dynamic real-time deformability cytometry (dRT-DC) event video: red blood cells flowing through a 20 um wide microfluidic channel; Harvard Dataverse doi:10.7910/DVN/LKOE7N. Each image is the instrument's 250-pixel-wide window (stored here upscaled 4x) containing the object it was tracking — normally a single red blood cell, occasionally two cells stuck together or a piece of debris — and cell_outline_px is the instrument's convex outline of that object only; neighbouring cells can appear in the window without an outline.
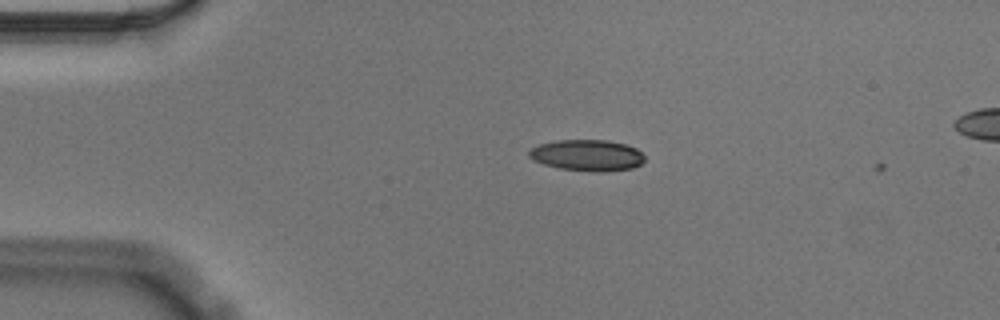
{"species": "Egyptian fruit bat (a non-hibernating species)", "species_latin": "Rousettus aegyptiacus", "temperature_condition": "cold", "stored_images_in_passage": 5, "camera_frame_rate_fps": 3000, "um_per_image_px": 0.085, "animal": {"sex": "male"}, "frame": {"image": 1, "passage_image": 4, "time_ms": 1.0, "image_size_px": [1000, 320], "cell_outline_px": [[644, 160], [640, 164], [632, 168], [604, 172], [596, 172], [560, 168], [544, 164], [532, 160], [528, 156], [528, 152], [532, 148], [540, 144], [556, 140], [608, 140], [624, 144], [636, 148], [644, 156]], "centroid_in_image_um": [49.9, 13.2], "position_along_channel_um": 35.1, "area_um2": 20.98}}